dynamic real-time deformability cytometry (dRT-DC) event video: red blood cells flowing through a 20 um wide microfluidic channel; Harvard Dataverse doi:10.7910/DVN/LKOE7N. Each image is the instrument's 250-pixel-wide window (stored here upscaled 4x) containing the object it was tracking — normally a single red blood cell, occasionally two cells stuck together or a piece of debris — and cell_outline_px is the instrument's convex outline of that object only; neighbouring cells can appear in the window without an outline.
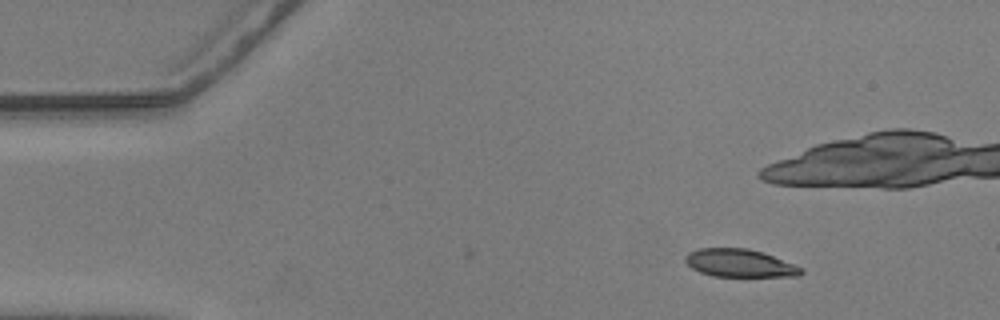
{"species": "common noctule bat (a hibernating species)", "species_latin": "Nyctalus noctula", "temperature_condition": "warm", "stored_images_in_passage": 37, "camera_frame_rate_fps": 3000, "um_per_image_px": 0.085, "animal": {"sex": "male", "body_mass_g": 20.5, "forearm_length_mm": 52.5}, "frame": {"image": 1, "passage_image": 1, "time_ms": 0.0, "image_size_px": [1000, 320], "cell_outline_px": [[804, 272], [800, 276], [712, 276], [700, 272], [692, 268], [684, 260], [684, 256], [688, 252], [700, 248], [748, 248], [772, 256], [804, 268]], "centroid_in_image_um": [62.85, 22.37], "position_along_channel_um": 22.1, "area_um2": 18.73}}
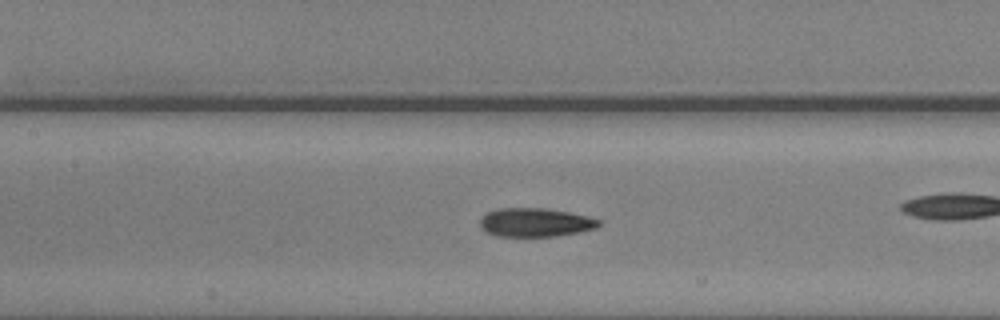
{"frame": {"image": 2, "passage_image": 19, "time_ms": 6.0, "image_size_px": [1000, 320], "cell_outline_px": [[604, 220], [596, 228], [580, 232], [556, 236], [496, 236], [484, 232], [480, 228], [480, 220], [488, 212], [496, 208], [544, 208], [568, 212], [588, 216]], "centroid_in_image_um": [45.51, 18.91], "position_along_channel_um": 161.9, "area_um2": 20.06}}
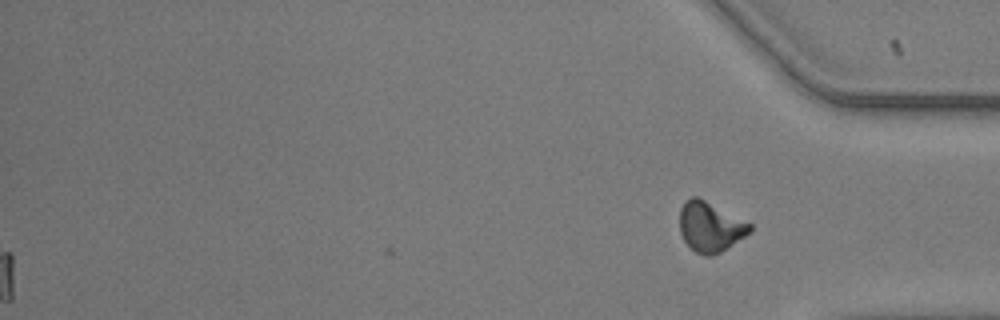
{"frame": {"image": 3, "passage_image": 37, "time_ms": 12.0, "image_size_px": [1000, 320], "cell_outline_px": [[752, 232], [720, 252], [712, 256], [704, 256], [696, 252], [684, 240], [680, 232], [680, 208], [684, 200], [692, 196], [696, 196], [752, 224]], "centroid_in_image_um": [60.36, 19.28], "position_along_channel_um": 374.8, "area_um2": 20.29}, "authors_computed_cell_mechanics": {"area_um2": 20.4034, "velocity_mm_per_s": 3.6137, "shape_relaxation_time_tau1_ms": 8.293, "shape_relaxation_time_tau2_ms": 2.7224, "deformation_change_tau1": 0.2179, "deformation_change_tau2": 0.0925}}